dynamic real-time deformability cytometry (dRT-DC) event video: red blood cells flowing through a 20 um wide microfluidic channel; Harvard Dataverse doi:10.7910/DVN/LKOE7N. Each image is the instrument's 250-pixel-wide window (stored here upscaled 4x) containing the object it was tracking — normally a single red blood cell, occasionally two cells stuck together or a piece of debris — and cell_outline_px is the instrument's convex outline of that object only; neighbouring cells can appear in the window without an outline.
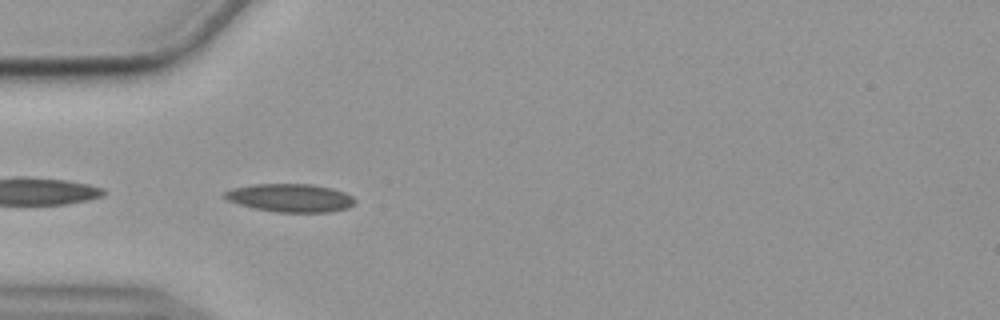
{"species": "common noctule bat (a hibernating species)", "species_latin": "Nyctalus noctula", "temperature_condition": "cold", "stored_images_in_passage": 41, "camera_frame_rate_fps": 3000, "um_per_image_px": 0.085, "animal": {"sex": "female", "body_mass_g": 19.9}, "frame": {"image": 1, "passage_image": 2, "time_ms": 0.333, "image_size_px": [1000, 320], "cell_outline_px": [[356, 200], [348, 208], [328, 212], [276, 212], [256, 208], [240, 204], [228, 200], [220, 196], [224, 192], [232, 188], [252, 184], [312, 184], [332, 188], [344, 192], [352, 196]], "centroid_in_image_um": [24.66, 16.81], "position_along_channel_um": 60.3, "area_um2": 21.39}}
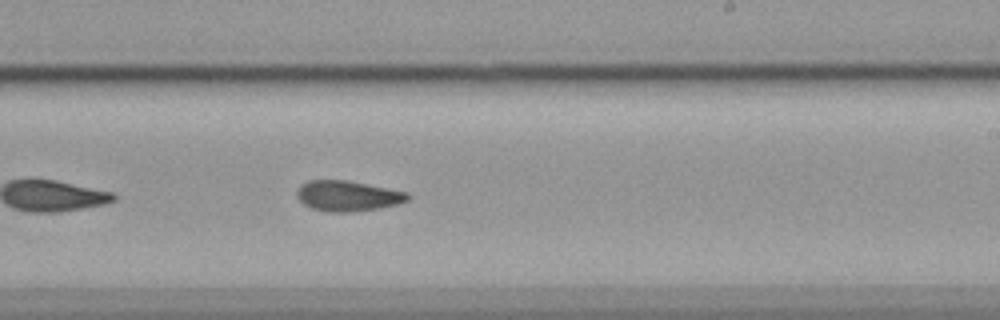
{"frame": {"image": 2, "passage_image": 19, "time_ms": 6.0, "image_size_px": [1000, 320], "cell_outline_px": [[408, 200], [400, 204], [380, 208], [352, 212], [328, 212], [312, 208], [304, 204], [296, 196], [296, 192], [300, 184], [308, 180], [348, 180], [408, 192]], "centroid_in_image_um": [29.55, 16.65], "position_along_channel_um": 259.5, "area_um2": 19.83}}
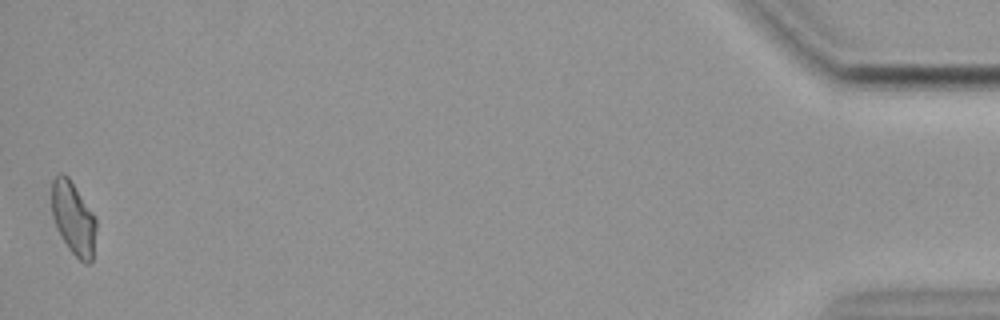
{"frame": {"image": 3, "passage_image": 41, "time_ms": 13.333, "image_size_px": [1000, 320], "cell_outline_px": [[96, 228], [92, 260], [88, 264], [84, 264], [68, 248], [56, 228], [52, 216], [52, 180], [60, 172], [64, 172], [68, 176], [92, 212], [96, 220]], "centroid_in_image_um": [6.22, 18.55], "position_along_channel_um": 429.0, "area_um2": 18.84}, "authors_computed_cell_mechanics": {"area_um2": 19.363, "velocity_mm_per_s": 3.5744, "shape_relaxation_time_tau1_ms": null, "shape_relaxation_time_tau2_ms": 7.6129, "deformation_change_tau1": null, "deformation_change_tau2": 0.1454}}